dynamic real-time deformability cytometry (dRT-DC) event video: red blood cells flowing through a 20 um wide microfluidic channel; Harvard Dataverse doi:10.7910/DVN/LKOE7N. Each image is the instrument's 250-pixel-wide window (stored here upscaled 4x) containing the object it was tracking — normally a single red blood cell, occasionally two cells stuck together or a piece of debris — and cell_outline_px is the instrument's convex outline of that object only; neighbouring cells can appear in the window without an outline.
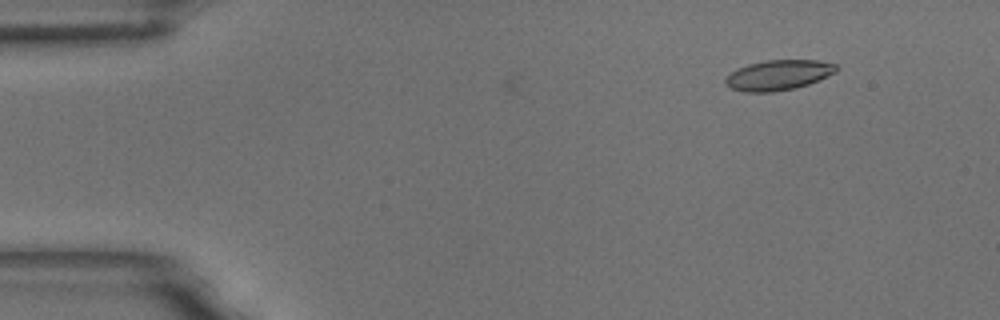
{"species": "common noctule bat (a hibernating species)", "species_latin": "Nyctalus noctula", "temperature_condition": "room temperature", "stored_images_in_passage": 3, "camera_frame_rate_fps": 3000, "um_per_image_px": 0.085, "animal": {"sex": "male", "body_mass_g": 18.8}, "frame": {"image": 1, "passage_image": 3, "time_ms": 0.667, "image_size_px": [1000, 320], "cell_outline_px": [[840, 68], [836, 72], [820, 80], [796, 88], [772, 92], [744, 92], [732, 88], [724, 84], [724, 80], [736, 68], [748, 64], [764, 60], [816, 60], [836, 64]], "centroid_in_image_um": [66.18, 6.38], "position_along_channel_um": 18.8, "area_um2": 19.65}}